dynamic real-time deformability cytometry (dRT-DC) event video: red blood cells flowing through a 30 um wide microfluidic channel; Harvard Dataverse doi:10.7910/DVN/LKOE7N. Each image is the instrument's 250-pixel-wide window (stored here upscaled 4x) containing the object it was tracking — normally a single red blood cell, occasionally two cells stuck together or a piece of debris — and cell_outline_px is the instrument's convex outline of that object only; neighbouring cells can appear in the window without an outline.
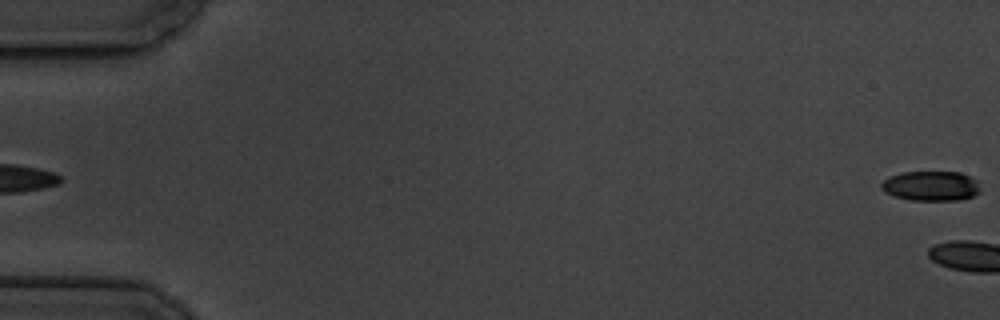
{"species": "common noctule bat (a hibernating species)", "species_latin": "Nyctalus noctula", "temperature_condition": "cold", "stored_images_in_passage": 5, "segment_of_instrument_passage": [2, 2], "camera_frame_rate_fps": 3000, "um_per_image_px": 0.085, "animal": {"sex": "male", "body_mass_g": 19.5, "forearm_length_mm": 54.6}, "frame": {"image": 1, "passage_image": 5, "time_ms": 4.667, "image_size_px": [1000, 320], "cell_outline_px": [[980, 192], [972, 196], [960, 200], [912, 200], [896, 196], [884, 192], [880, 188], [880, 184], [884, 180], [892, 176], [904, 172], [960, 172], [976, 180]], "centroid_in_image_um": [79.13, 15.81], "position_along_channel_um": 5.9, "area_um2": 16.99}}